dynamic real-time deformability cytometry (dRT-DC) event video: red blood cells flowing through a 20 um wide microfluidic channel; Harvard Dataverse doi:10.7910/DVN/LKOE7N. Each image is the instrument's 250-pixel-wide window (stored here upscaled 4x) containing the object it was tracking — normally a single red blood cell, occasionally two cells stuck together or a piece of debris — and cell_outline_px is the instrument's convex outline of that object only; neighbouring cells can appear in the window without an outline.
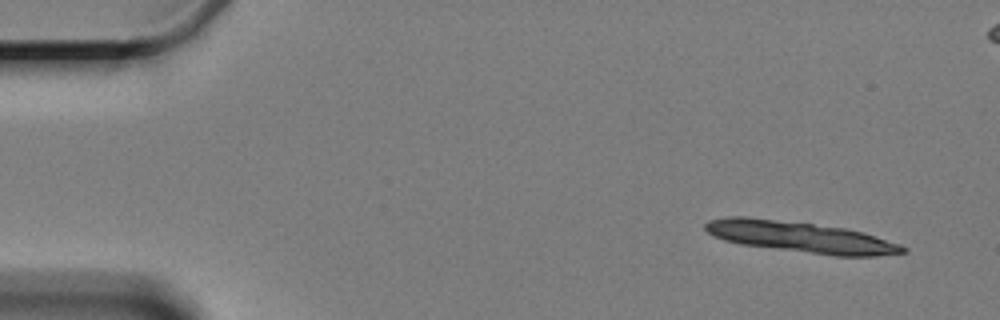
{"species": "Egyptian fruit bat (a non-hibernating species)", "species_latin": "Rousettus aegyptiacus", "temperature_condition": "cold", "stored_images_in_passage": 5, "camera_frame_rate_fps": 3000, "um_per_image_px": 0.085, "animal": {"sex": "female"}, "frame": {"image": 1, "passage_image": 1, "time_ms": 0.0, "image_size_px": [1000, 320], "cell_outline_px": [[908, 252], [876, 256], [836, 256], [740, 244], [724, 240], [708, 232], [704, 228], [704, 224], [708, 220], [728, 216], [748, 216], [844, 228], [864, 232], [900, 244], [908, 248]], "centroid_in_image_um": [68.06, 20.14], "position_along_channel_um": 16.9, "area_um2": 35.55}}